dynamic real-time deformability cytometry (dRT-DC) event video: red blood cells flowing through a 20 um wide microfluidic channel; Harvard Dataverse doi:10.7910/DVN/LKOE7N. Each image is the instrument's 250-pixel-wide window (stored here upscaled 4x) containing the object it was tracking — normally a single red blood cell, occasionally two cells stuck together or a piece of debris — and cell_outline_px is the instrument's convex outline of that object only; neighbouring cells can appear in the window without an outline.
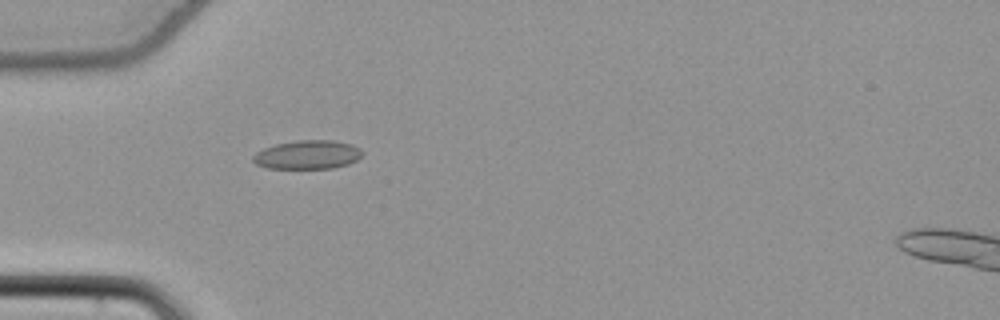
{"species": "common noctule bat (a hibernating species)", "species_latin": "Nyctalus noctula", "temperature_condition": "cold", "stored_images_in_passage": 19, "camera_frame_rate_fps": 3000, "um_per_image_px": 0.085, "animal": {"sex": "female", "body_mass_g": 22.7, "forearm_length_mm": 54.2}, "frame": {"image": 1, "passage_image": 1, "time_ms": 0.0, "image_size_px": [1000, 320], "cell_outline_px": [[364, 152], [356, 160], [348, 164], [332, 168], [268, 168], [256, 164], [252, 160], [252, 156], [256, 152], [264, 148], [276, 144], [296, 140], [332, 140], [352, 144], [360, 148]], "centroid_in_image_um": [26.14, 13.14], "position_along_channel_um": 58.9, "area_um2": 18.32}}
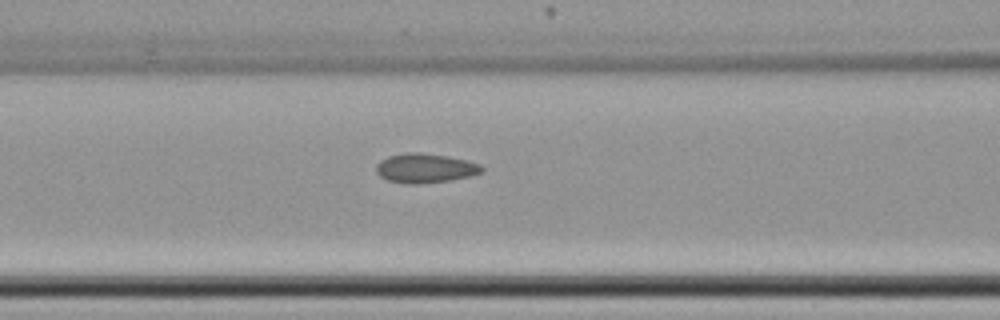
{"frame": {"image": 2, "passage_image": 7, "time_ms": 2.0, "image_size_px": [1000, 320], "cell_outline_px": [[484, 172], [472, 176], [452, 180], [420, 184], [404, 184], [388, 180], [380, 176], [376, 172], [376, 164], [380, 160], [388, 156], [404, 152], [420, 152], [448, 156], [480, 164], [484, 168]], "centroid_in_image_um": [36.14, 14.3], "position_along_channel_um": 130.5, "area_um2": 18.38}}
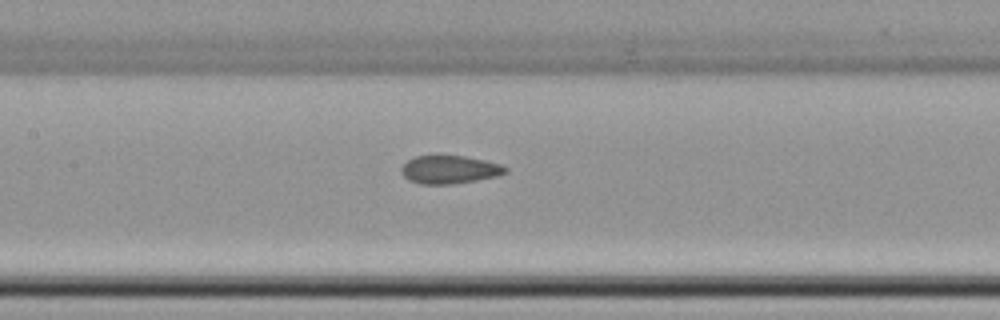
{"frame": {"image": 3, "passage_image": 10, "time_ms": 3.0, "image_size_px": [1000, 320], "cell_outline_px": [[508, 172], [500, 176], [452, 184], [420, 184], [408, 180], [400, 172], [400, 168], [408, 160], [416, 156], [464, 156], [484, 160], [500, 164], [508, 168]], "centroid_in_image_um": [38.22, 14.42], "position_along_channel_um": 169.2, "area_um2": 17.11}}